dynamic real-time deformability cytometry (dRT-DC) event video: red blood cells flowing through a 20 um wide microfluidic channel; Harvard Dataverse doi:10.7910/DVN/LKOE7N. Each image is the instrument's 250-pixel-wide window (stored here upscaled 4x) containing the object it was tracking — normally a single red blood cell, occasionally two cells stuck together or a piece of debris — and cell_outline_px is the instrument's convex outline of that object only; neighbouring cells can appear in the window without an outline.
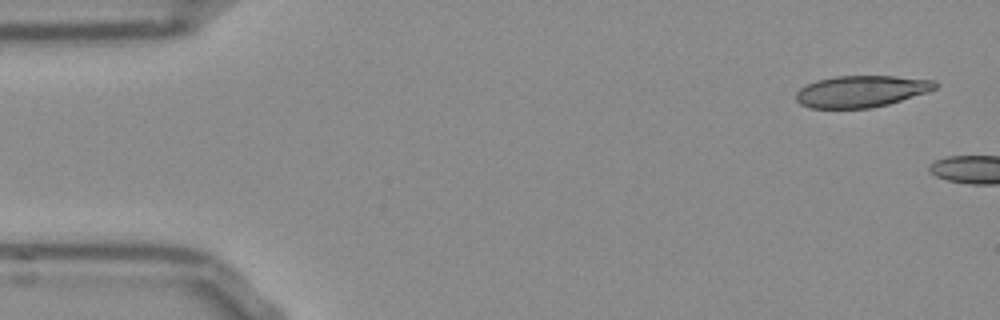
{"species": "Egyptian fruit bat (a non-hibernating species)", "species_latin": "Rousettus aegyptiacus", "temperature_condition": "room temperature", "stored_images_in_passage": 8, "camera_frame_rate_fps": 3000, "um_per_image_px": 0.085, "frame": {"image": 1, "passage_image": 1, "time_ms": 0.0, "image_size_px": [1000, 320], "cell_outline_px": [[936, 88], [928, 92], [888, 104], [872, 108], [812, 108], [800, 104], [796, 100], [796, 92], [800, 88], [816, 80], [836, 76], [892, 76], [932, 80], [936, 84]], "centroid_in_image_um": [73.18, 7.77], "position_along_channel_um": 11.8, "area_um2": 25.49}}